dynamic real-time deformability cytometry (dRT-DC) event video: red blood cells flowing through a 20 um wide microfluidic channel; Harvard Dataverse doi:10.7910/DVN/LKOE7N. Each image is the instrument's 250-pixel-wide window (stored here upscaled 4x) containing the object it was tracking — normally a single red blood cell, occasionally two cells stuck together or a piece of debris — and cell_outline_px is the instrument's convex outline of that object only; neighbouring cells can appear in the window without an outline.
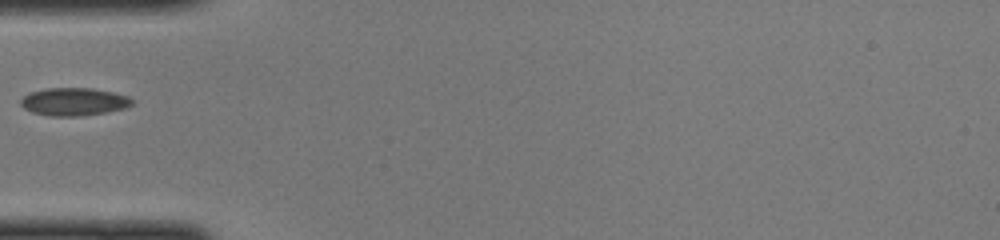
{"species": "common noctule bat (a hibernating species)", "species_latin": "Nyctalus noctula", "temperature_condition": "cold", "stored_images_in_passage": 32, "camera_frame_rate_fps": 3000, "um_per_image_px": 0.085, "animal": {"sex": "female", "body_mass_g": 22.0, "forearm_length_mm": 56.7}, "frame": {"image": 1, "passage_image": 1, "time_ms": 0.0, "image_size_px": [1000, 240], "cell_outline_px": [[132, 104], [124, 108], [104, 112], [80, 116], [48, 116], [32, 112], [24, 108], [20, 104], [20, 100], [24, 96], [32, 92], [44, 88], [92, 88], [112, 92], [128, 96], [132, 100]], "centroid_in_image_um": [6.24, 8.64], "position_along_channel_um": 78.8, "area_um2": 17.92}}
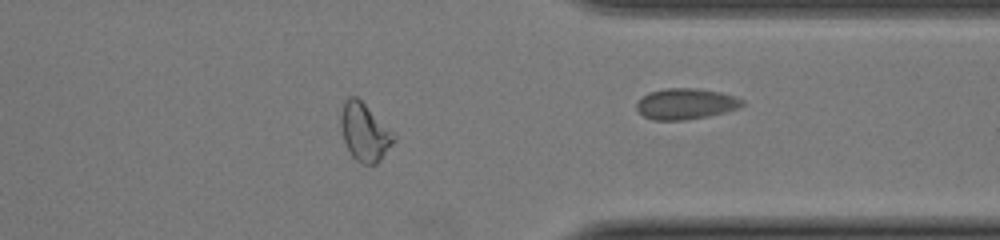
{"frame": {"image": 2, "passage_image": 21, "time_ms": 6.667, "image_size_px": [1000, 240], "cell_outline_px": [[396, 140], [380, 160], [376, 164], [360, 164], [352, 156], [344, 140], [340, 128], [340, 116], [344, 100], [348, 96], [356, 96], [396, 136]], "centroid_in_image_um": [30.96, 11.24], "position_along_channel_um": 380.4, "area_um2": 17.63}}
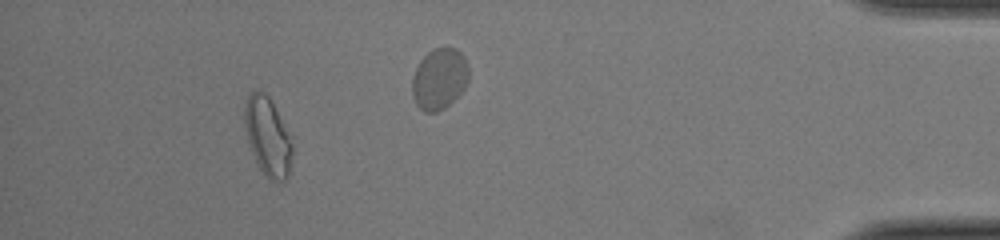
{"frame": {"image": 3, "passage_image": 27, "time_ms": 8.667, "image_size_px": [1000, 240], "cell_outline_px": [[292, 152], [288, 176], [284, 180], [268, 180], [260, 168], [252, 152], [248, 140], [244, 120], [244, 104], [248, 96], [256, 88], [264, 92], [268, 96], [280, 120], [292, 148]], "centroid_in_image_um": [22.7, 11.6], "position_along_channel_um": 412.5, "area_um2": 20.87}}